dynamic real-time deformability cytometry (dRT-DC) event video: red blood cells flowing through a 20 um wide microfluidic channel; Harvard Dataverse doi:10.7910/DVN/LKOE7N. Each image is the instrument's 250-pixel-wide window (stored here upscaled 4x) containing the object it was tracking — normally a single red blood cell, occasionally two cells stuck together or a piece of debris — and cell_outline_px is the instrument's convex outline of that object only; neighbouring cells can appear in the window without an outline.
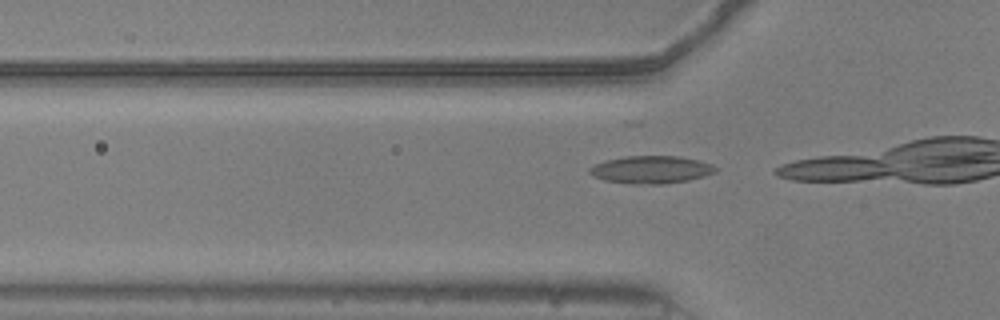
{"species": "common noctule bat (a hibernating species)", "species_latin": "Nyctalus noctula", "temperature_condition": "warm", "stored_images_in_passage": 9, "camera_frame_rate_fps": 3000, "um_per_image_px": 0.085, "animal": {"sex": "male", "body_mass_g": 20.5, "forearm_length_mm": 52.5}, "frame": {"image": 1, "passage_image": 7, "time_ms": 2.0, "image_size_px": [1000, 320], "cell_outline_px": [[716, 172], [704, 176], [688, 180], [664, 184], [632, 184], [604, 180], [588, 172], [588, 168], [596, 164], [608, 160], [624, 156], [676, 156], [696, 160], [712, 164], [716, 168]], "centroid_in_image_um": [55.34, 14.42], "position_along_channel_um": 70.5, "area_um2": 20.06}}